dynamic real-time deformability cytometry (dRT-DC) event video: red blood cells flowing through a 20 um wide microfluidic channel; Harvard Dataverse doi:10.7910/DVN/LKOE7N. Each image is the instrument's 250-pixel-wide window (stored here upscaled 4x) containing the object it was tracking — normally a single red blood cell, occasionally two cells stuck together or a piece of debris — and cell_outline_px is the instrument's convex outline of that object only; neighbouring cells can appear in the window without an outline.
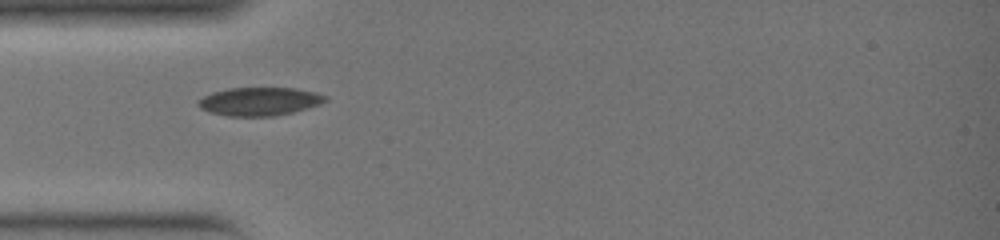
{"species": "common noctule bat (a hibernating species)", "species_latin": "Nyctalus noctula", "temperature_condition": "warm", "stored_images_in_passage": 24, "camera_frame_rate_fps": 3000, "um_per_image_px": 0.085, "animal": {"sex": "female", "body_mass_g": 19.0, "forearm_length_mm": 51.5}, "frame": {"image": 1, "passage_image": 1, "time_ms": 0.0, "image_size_px": [1000, 240], "cell_outline_px": [[328, 100], [320, 104], [292, 112], [272, 116], [224, 116], [208, 112], [200, 108], [196, 104], [196, 100], [212, 92], [228, 88], [296, 88], [316, 92], [328, 96]], "centroid_in_image_um": [22.02, 8.62], "position_along_channel_um": 63.0, "area_um2": 21.15}}
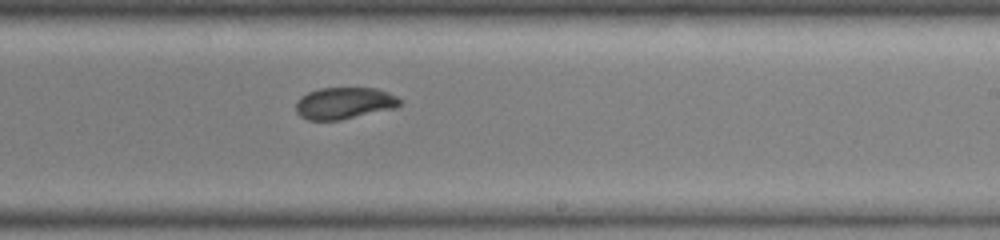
{"frame": {"image": 2, "passage_image": 12, "time_ms": 3.667, "image_size_px": [1000, 240], "cell_outline_px": [[404, 104], [396, 108], [340, 120], [308, 120], [300, 116], [296, 112], [296, 104], [300, 96], [308, 92], [320, 88], [376, 88], [388, 92], [404, 100]], "centroid_in_image_um": [29.31, 8.77], "position_along_channel_um": 259.7, "area_um2": 19.48}}
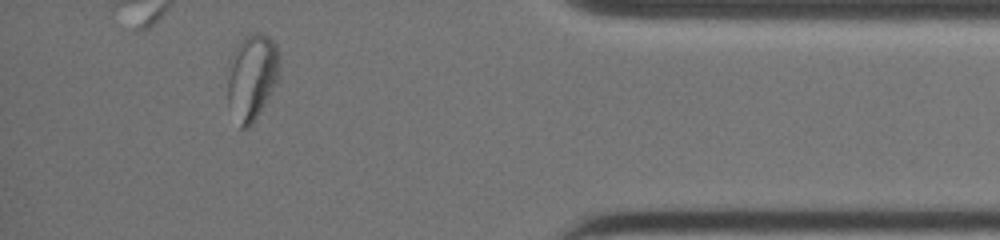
{"frame": {"image": 3, "passage_image": 22, "time_ms": 7.0, "image_size_px": [1000, 240], "cell_outline_px": [[280, 76], [276, 84], [252, 124], [248, 128], [240, 128], [228, 104], [228, 60], [232, 52], [240, 40], [248, 32], [260, 32], [268, 36], [276, 44], [280, 60]], "centroid_in_image_um": [21.41, 6.48], "position_along_channel_um": 413.8, "area_um2": 26.53}}